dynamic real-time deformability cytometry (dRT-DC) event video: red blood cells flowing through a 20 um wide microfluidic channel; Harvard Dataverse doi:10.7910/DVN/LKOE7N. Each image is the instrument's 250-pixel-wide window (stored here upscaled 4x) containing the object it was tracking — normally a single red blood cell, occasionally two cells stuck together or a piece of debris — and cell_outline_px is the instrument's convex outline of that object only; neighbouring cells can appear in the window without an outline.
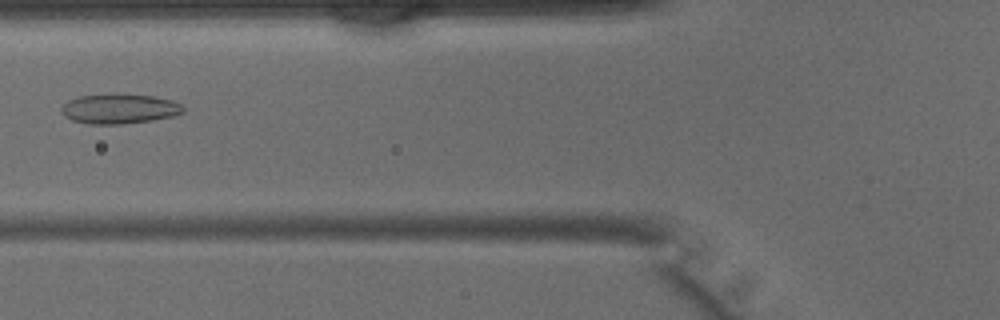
{"species": "common noctule bat (a hibernating species)", "species_latin": "Nyctalus noctula", "temperature_condition": "warm", "stored_images_in_passage": 41, "camera_frame_rate_fps": 3000, "um_per_image_px": 0.085, "animal": {"sex": "male", "body_mass_g": 15.6}, "frame": {"image": 1, "passage_image": 15, "time_ms": 4.667, "image_size_px": [1000, 320], "cell_outline_px": [[184, 112], [172, 116], [152, 120], [124, 124], [88, 124], [72, 120], [64, 116], [60, 112], [60, 108], [68, 100], [80, 96], [112, 92], [116, 92], [152, 96], [172, 100], [180, 104], [184, 108]], "centroid_in_image_um": [10.11, 9.22], "position_along_channel_um": 115.7, "area_um2": 21.62}}
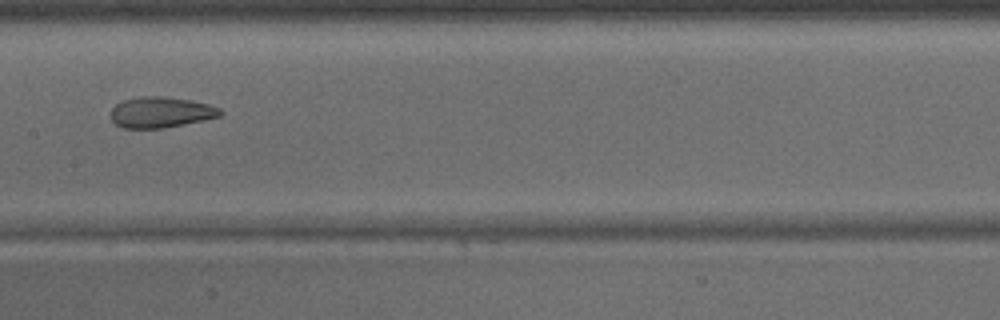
{"frame": {"image": 2, "passage_image": 20, "time_ms": 6.333, "image_size_px": [1000, 320], "cell_outline_px": [[224, 112], [220, 116], [204, 120], [164, 128], [124, 128], [116, 124], [112, 120], [108, 112], [116, 104], [124, 100], [140, 96], [164, 96], [192, 100], [208, 104], [220, 108]], "centroid_in_image_um": [13.66, 9.54], "position_along_channel_um": 193.7, "area_um2": 19.83}}
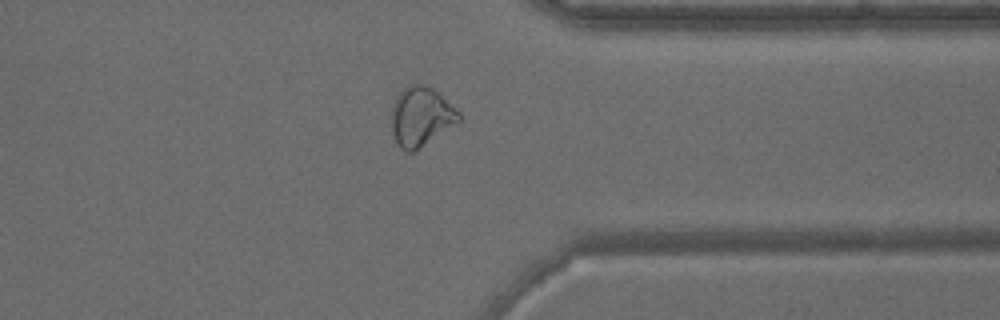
{"frame": {"image": 3, "passage_image": 32, "time_ms": 10.333, "image_size_px": [1000, 320], "cell_outline_px": [[460, 120], [412, 152], [408, 152], [400, 148], [392, 132], [392, 104], [396, 96], [408, 84], [424, 84], [432, 88], [456, 108], [460, 112]], "centroid_in_image_um": [35.75, 9.87], "position_along_channel_um": 375.6, "area_um2": 22.77}}